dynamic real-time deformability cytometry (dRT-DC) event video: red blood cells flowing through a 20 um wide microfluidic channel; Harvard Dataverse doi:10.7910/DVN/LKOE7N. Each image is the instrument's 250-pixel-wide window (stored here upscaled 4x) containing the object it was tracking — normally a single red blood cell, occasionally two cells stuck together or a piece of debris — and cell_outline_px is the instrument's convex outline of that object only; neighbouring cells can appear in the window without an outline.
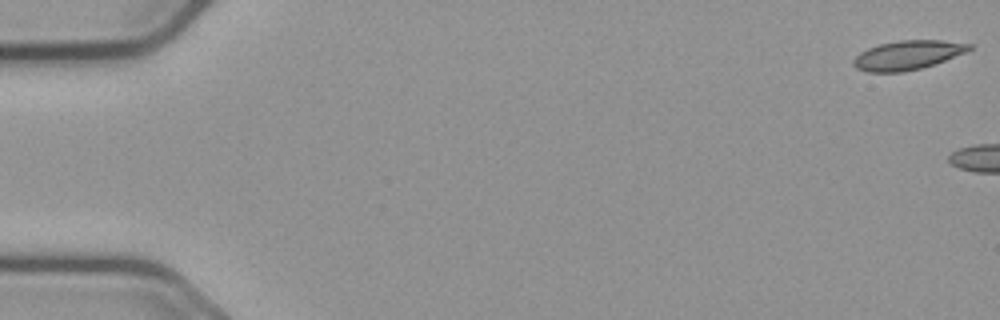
{"species": "common noctule bat (a hibernating species)", "species_latin": "Nyctalus noctula", "temperature_condition": "cold", "stored_images_in_passage": 5, "camera_frame_rate_fps": 3000, "um_per_image_px": 0.085, "animal": {"sex": "male", "body_mass_g": 23.1, "forearm_length_mm": 52.7}, "frame": {"image": 1, "passage_image": 1, "time_ms": 0.0, "image_size_px": [1000, 320], "cell_outline_px": [[972, 48], [964, 52], [944, 60], [920, 68], [900, 72], [868, 72], [856, 68], [852, 64], [852, 60], [860, 52], [868, 48], [880, 44], [900, 40], [940, 40], [972, 44]], "centroid_in_image_um": [77.09, 4.68], "position_along_channel_um": 7.9, "area_um2": 19.36}}